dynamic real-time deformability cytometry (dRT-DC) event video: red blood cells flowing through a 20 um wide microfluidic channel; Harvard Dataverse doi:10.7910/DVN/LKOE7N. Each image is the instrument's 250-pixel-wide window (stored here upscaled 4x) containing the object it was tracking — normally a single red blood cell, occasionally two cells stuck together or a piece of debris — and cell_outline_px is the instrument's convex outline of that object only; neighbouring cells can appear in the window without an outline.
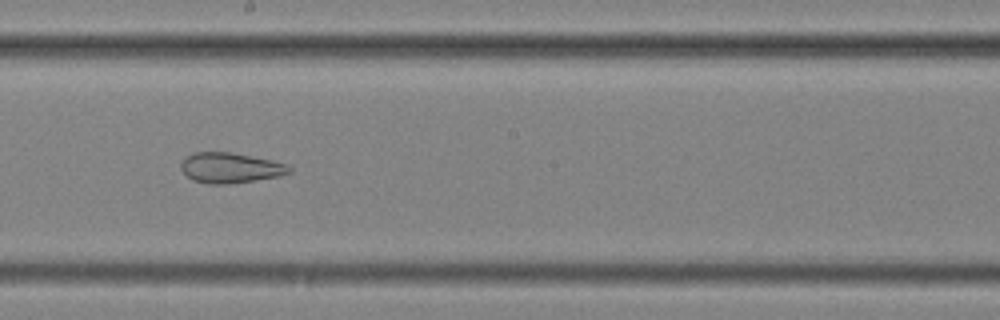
{"species": "common noctule bat (a hibernating species)", "species_latin": "Nyctalus noctula", "temperature_condition": "cold", "stored_images_in_passage": 57, "camera_frame_rate_fps": 3000, "um_per_image_px": 0.085, "animal": {"sex": "female", "body_mass_g": 25.1}, "frame": {"image": 1, "passage_image": 33, "time_ms": 10.667, "image_size_px": [1000, 320], "cell_outline_px": [[292, 172], [280, 176], [228, 184], [208, 184], [192, 180], [180, 168], [180, 164], [192, 152], [232, 152], [272, 160], [288, 164], [292, 168]], "centroid_in_image_um": [19.6, 14.26], "position_along_channel_um": 228.6, "area_um2": 19.19}, "authors_computed_cell_mechanics": {"area_um2": 27.6284, "velocity_mm_per_s": 3.5851, "shape_relaxation_time_tau1_ms": null, "shape_relaxation_time_tau2_ms": 1.7671, "deformation_change_tau1": null, "deformation_change_tau2": 0.0825}}